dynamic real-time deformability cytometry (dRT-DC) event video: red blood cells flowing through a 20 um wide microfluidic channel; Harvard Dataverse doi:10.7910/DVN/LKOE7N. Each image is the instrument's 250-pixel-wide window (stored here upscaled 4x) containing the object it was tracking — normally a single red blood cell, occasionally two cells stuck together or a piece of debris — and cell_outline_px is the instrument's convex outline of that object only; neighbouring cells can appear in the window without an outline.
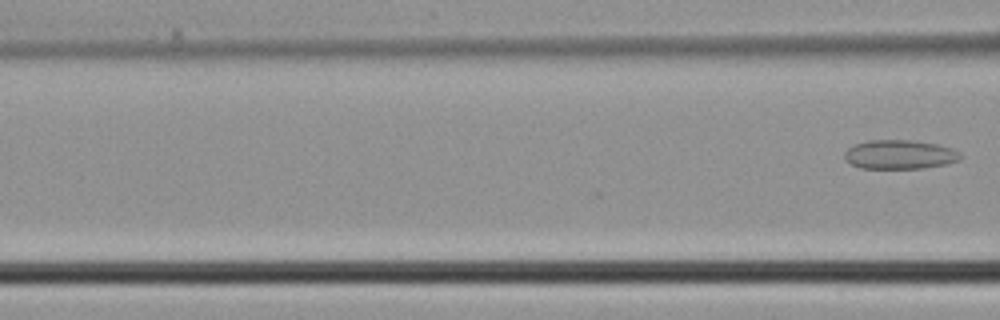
{"species": "common noctule bat (a hibernating species)", "species_latin": "Nyctalus noctula", "temperature_condition": "cold", "stored_images_in_passage": 5, "segment_of_instrument_passage": [2, 2], "camera_frame_rate_fps": 3000, "um_per_image_px": 0.085, "animal": {"sex": "male", "body_mass_g": 21.5, "forearm_length_mm": 52.0}, "frame": {"image": 1, "passage_image": 5, "time_ms": 1.333, "image_size_px": [1000, 320], "cell_outline_px": [[964, 156], [960, 160], [944, 164], [924, 168], [860, 168], [852, 164], [844, 156], [844, 152], [852, 144], [868, 140], [912, 140], [936, 144], [952, 148], [960, 152]], "centroid_in_image_um": [76.49, 13.12], "position_along_channel_um": 90.1, "area_um2": 19.71}}